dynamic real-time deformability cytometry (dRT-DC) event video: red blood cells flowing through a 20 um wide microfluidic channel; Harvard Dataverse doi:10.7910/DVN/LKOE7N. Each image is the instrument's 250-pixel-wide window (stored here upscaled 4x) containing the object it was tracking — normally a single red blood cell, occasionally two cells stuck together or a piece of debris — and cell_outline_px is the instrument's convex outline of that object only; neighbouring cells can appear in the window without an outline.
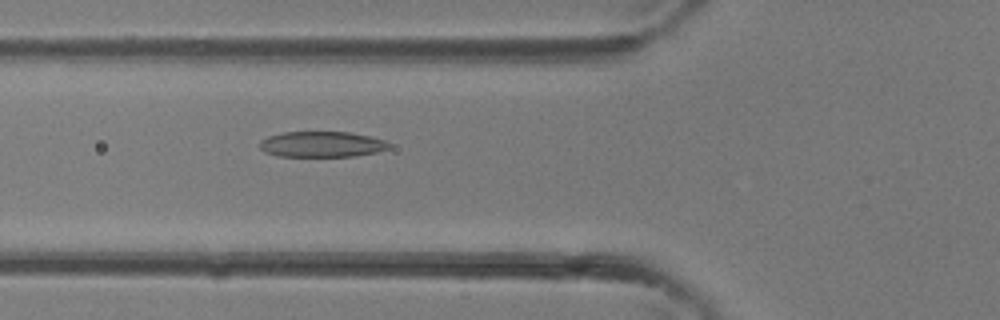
{"species": "common noctule bat (a hibernating species)", "species_latin": "Nyctalus noctula", "temperature_condition": "room temperature", "stored_images_in_passage": 37, "camera_frame_rate_fps": 3000, "um_per_image_px": 0.085, "animal": {"sex": "female"}, "frame": {"image": 1, "passage_image": 14, "time_ms": 4.333, "image_size_px": [1000, 320], "cell_outline_px": [[388, 148], [376, 152], [352, 156], [276, 156], [264, 152], [260, 148], [260, 140], [268, 136], [284, 132], [348, 132], [368, 136], [384, 140], [388, 144]], "centroid_in_image_um": [27.28, 12.26], "position_along_channel_um": 98.5, "area_um2": 19.13}}
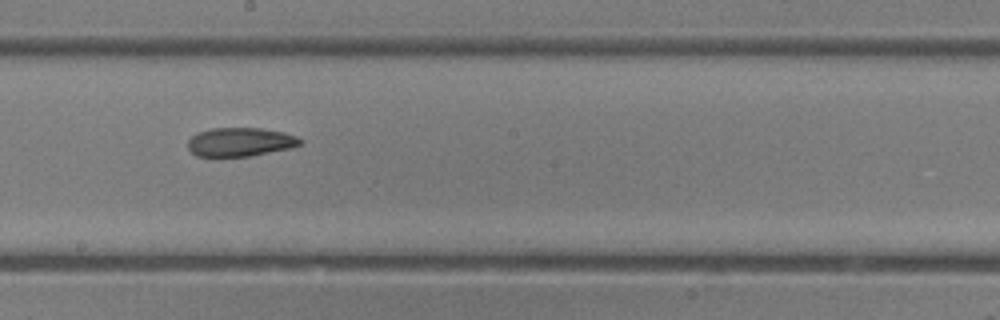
{"frame": {"image": 2, "passage_image": 21, "time_ms": 6.667, "image_size_px": [1000, 320], "cell_outline_px": [[304, 140], [300, 144], [292, 148], [252, 156], [196, 156], [188, 148], [188, 140], [196, 132], [212, 128], [260, 128], [284, 132], [296, 136]], "centroid_in_image_um": [20.43, 12.07], "position_along_channel_um": 227.8, "area_um2": 18.96}}
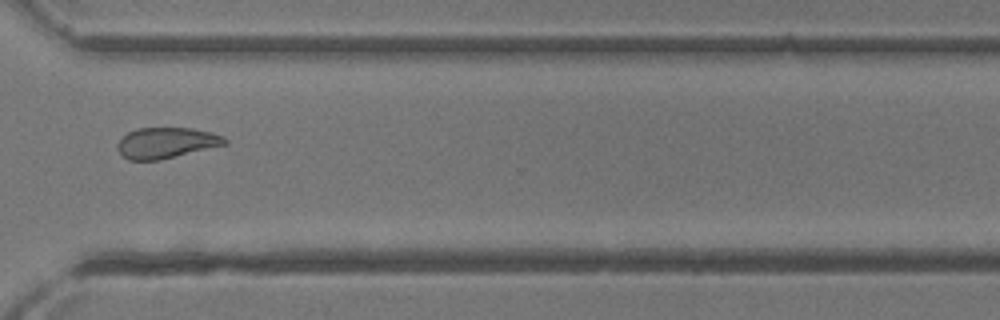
{"frame": {"image": 3, "passage_image": 28, "time_ms": 9.0, "image_size_px": [1000, 320], "cell_outline_px": [[228, 144], [160, 160], [128, 160], [120, 152], [116, 144], [128, 132], [136, 128], [192, 128], [224, 136], [228, 140]], "centroid_in_image_um": [14.15, 12.14], "position_along_channel_um": 356.4, "area_um2": 19.19}}